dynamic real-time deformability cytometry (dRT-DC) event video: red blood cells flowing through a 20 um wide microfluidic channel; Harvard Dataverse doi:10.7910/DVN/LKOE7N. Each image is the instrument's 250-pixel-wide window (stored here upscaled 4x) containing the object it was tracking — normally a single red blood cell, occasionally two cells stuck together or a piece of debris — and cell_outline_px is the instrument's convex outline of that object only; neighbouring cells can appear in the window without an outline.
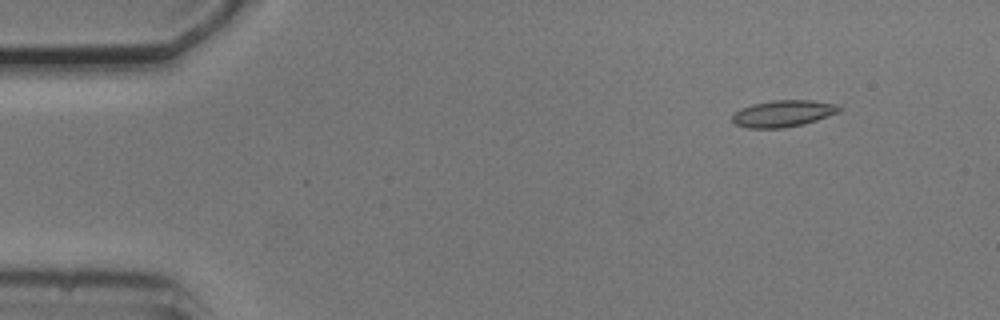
{"species": "common noctule bat (a hibernating species)", "species_latin": "Nyctalus noctula", "temperature_condition": "cold", "stored_images_in_passage": 4, "camera_frame_rate_fps": 3000, "um_per_image_px": 0.085, "animal": {"sex": "male", "body_mass_g": 20.5, "forearm_length_mm": 52.5}, "frame": {"image": 1, "passage_image": 2, "time_ms": 1.0, "image_size_px": [1000, 320], "cell_outline_px": [[844, 108], [840, 112], [804, 124], [784, 128], [748, 128], [736, 124], [732, 120], [732, 116], [740, 108], [752, 104], [772, 100], [812, 100], [840, 104]], "centroid_in_image_um": [66.62, 9.64], "position_along_channel_um": 18.4, "area_um2": 16.82}}